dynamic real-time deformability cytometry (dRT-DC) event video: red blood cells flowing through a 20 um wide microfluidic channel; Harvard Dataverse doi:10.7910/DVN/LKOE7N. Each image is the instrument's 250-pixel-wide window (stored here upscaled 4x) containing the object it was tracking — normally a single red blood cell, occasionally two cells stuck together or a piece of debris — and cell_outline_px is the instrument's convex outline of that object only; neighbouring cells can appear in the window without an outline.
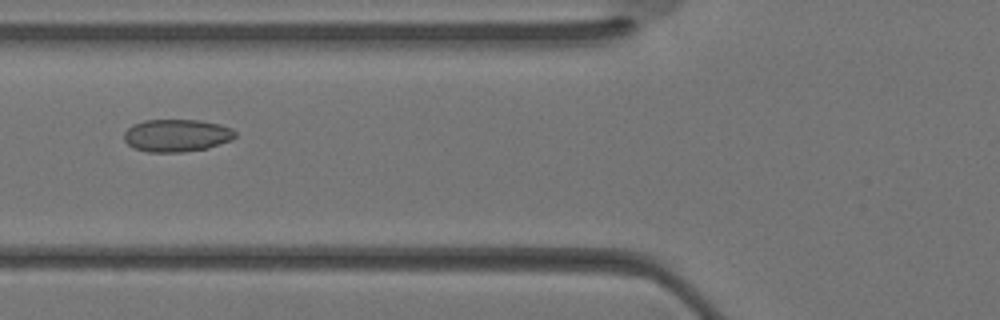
{"species": "Egyptian fruit bat (a non-hibernating species)", "species_latin": "Rousettus aegyptiacus", "temperature_condition": "warm", "stored_images_in_passage": 11, "segment_of_instrument_passage": [1, 2], "camera_frame_rate_fps": 3000, "um_per_image_px": 0.085, "animal": {"sex": "female"}, "frame": {"image": 1, "passage_image": 4, "time_ms": 1.0, "image_size_px": [1000, 320], "cell_outline_px": [[236, 136], [232, 140], [208, 148], [184, 152], [148, 152], [132, 148], [124, 140], [124, 132], [132, 124], [144, 120], [200, 120], [220, 124], [232, 128], [236, 132]], "centroid_in_image_um": [15.02, 11.51], "position_along_channel_um": 110.8, "area_um2": 21.33}}
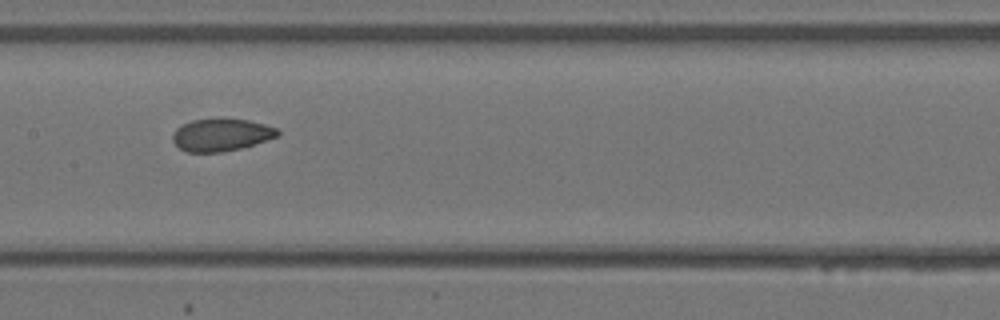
{"frame": {"image": 2, "passage_image": 8, "time_ms": 2.333, "image_size_px": [1000, 320], "cell_outline_px": [[280, 132], [276, 136], [240, 148], [220, 152], [188, 152], [180, 148], [172, 140], [172, 136], [176, 128], [192, 120], [248, 120], [264, 124], [276, 128]], "centroid_in_image_um": [18.76, 11.47], "position_along_channel_um": 188.6, "area_um2": 19.13}}
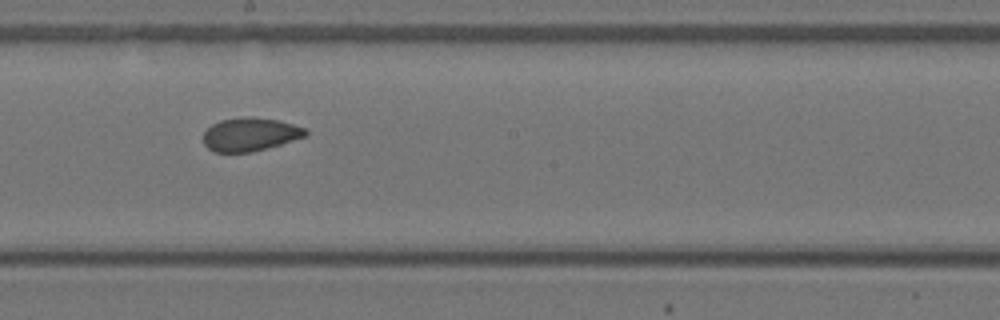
{"frame": {"image": 3, "passage_image": 10, "time_ms": 3.0, "image_size_px": [1000, 320], "cell_outline_px": [[308, 136], [252, 152], [212, 152], [204, 144], [204, 132], [212, 124], [220, 120], [244, 116], [252, 116], [280, 120], [308, 128]], "centroid_in_image_um": [21.29, 11.4], "position_along_channel_um": 226.9, "area_um2": 20.17}}